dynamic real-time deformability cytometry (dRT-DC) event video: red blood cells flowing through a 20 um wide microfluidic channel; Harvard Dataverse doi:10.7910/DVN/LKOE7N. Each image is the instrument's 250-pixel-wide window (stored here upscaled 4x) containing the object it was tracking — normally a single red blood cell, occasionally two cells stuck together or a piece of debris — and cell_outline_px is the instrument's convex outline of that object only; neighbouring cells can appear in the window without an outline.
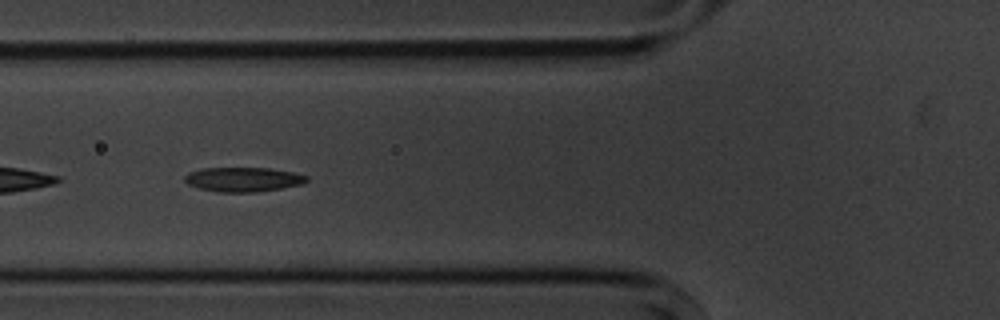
{"species": "common noctule bat (a hibernating species)", "species_latin": "Nyctalus noctula", "temperature_condition": "cold", "stored_images_in_passage": 40, "camera_frame_rate_fps": 3000, "um_per_image_px": 0.085, "animal": {"sex": "male", "body_mass_g": 20.1, "forearm_length_mm": 53.5}, "frame": {"image": 1, "passage_image": 5, "time_ms": 1.333, "image_size_px": [1000, 320], "cell_outline_px": [[308, 180], [304, 184], [256, 192], [220, 192], [200, 188], [188, 184], [184, 180], [184, 176], [188, 172], [200, 168], [268, 168], [292, 172], [308, 176]], "centroid_in_image_um": [20.66, 15.24], "position_along_channel_um": 105.1, "area_um2": 17.34}}
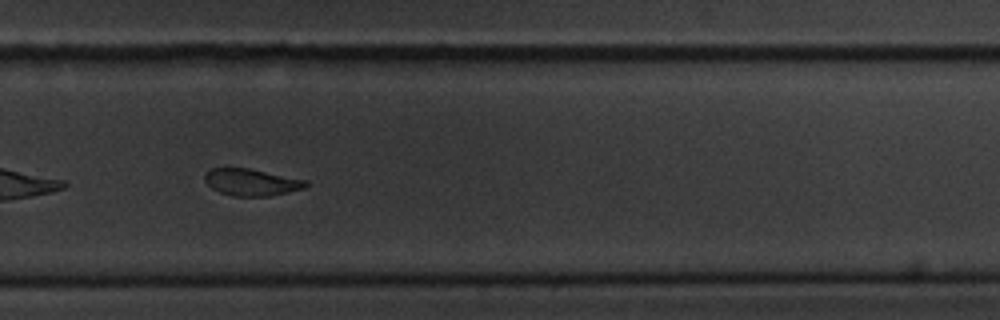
{"frame": {"image": 2, "passage_image": 22, "time_ms": 7.0, "image_size_px": [1000, 320], "cell_outline_px": [[308, 184], [304, 188], [288, 192], [268, 196], [232, 196], [220, 192], [212, 188], [204, 180], [204, 176], [208, 168], [224, 164], [248, 168], [308, 180]], "centroid_in_image_um": [21.29, 15.44], "position_along_channel_um": 308.5, "area_um2": 16.42}}
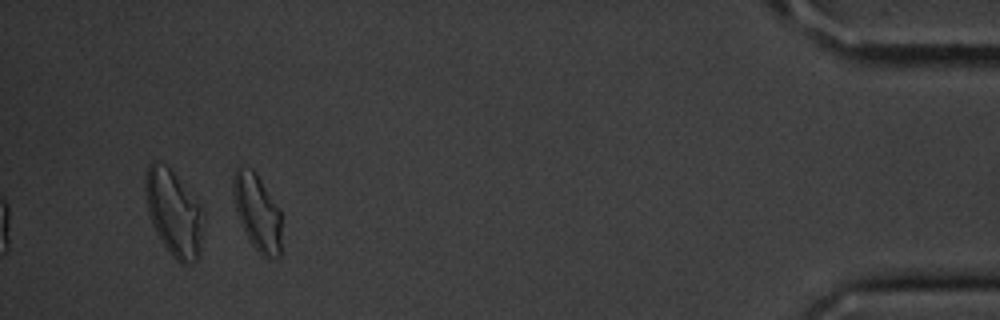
{"frame": {"image": 3, "passage_image": 36, "time_ms": 11.667, "image_size_px": [1000, 320], "cell_outline_px": [[280, 256], [268, 260], [260, 256], [256, 252], [248, 240], [240, 220], [236, 208], [232, 192], [232, 176], [236, 168], [252, 168], [280, 208]], "centroid_in_image_um": [21.86, 18.09], "position_along_channel_um": 413.3, "area_um2": 21.68}, "authors_computed_cell_mechanics": {"area_um2": 17.2244, "velocity_mm_per_s": 3.5902, "shape_relaxation_time_tau1_ms": 4.5916, "shape_relaxation_time_tau2_ms": 5.1386, "deformation_change_tau1": 0.1325, "deformation_change_tau2": 0.0968}}